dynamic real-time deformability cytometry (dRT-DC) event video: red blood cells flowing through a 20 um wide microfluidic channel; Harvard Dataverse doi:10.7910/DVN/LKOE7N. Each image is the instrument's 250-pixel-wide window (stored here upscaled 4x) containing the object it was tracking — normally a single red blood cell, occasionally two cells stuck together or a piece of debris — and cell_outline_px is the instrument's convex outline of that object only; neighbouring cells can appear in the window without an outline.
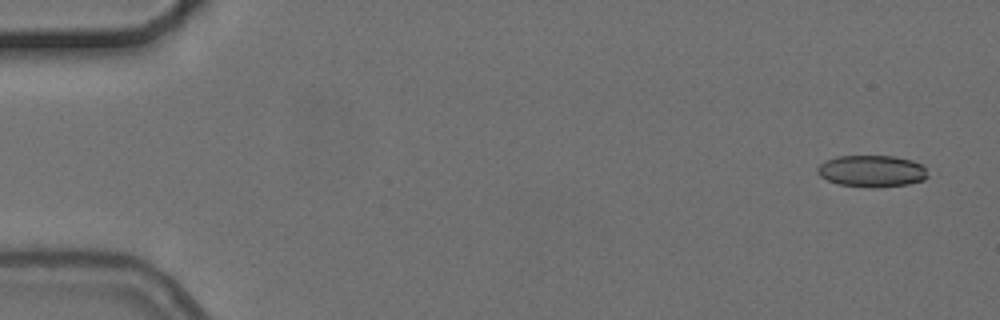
{"species": "common noctule bat (a hibernating species)", "species_latin": "Nyctalus noctula", "temperature_condition": "cold", "stored_images_in_passage": 5, "camera_frame_rate_fps": 3000, "um_per_image_px": 0.085, "animal": {"sex": "female", "body_mass_g": 24.6, "forearm_length_mm": 56.2}, "frame": {"image": 1, "passage_image": 1, "time_ms": 0.0, "image_size_px": [1000, 320], "cell_outline_px": [[928, 176], [924, 180], [908, 184], [880, 188], [872, 188], [840, 184], [828, 180], [820, 176], [816, 172], [816, 168], [824, 160], [836, 156], [892, 156], [912, 160], [920, 164], [924, 168]], "centroid_in_image_um": [74.08, 14.55], "position_along_channel_um": 10.9, "area_um2": 20.52}}
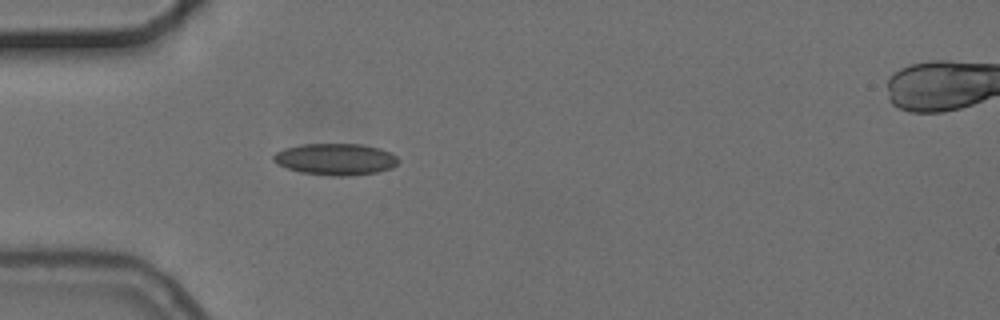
{"frame": {"image": 2, "passage_image": 4, "time_ms": 4.667, "image_size_px": [1000, 320], "cell_outline_px": [[400, 160], [392, 168], [376, 172], [348, 176], [336, 176], [300, 172], [276, 164], [272, 160], [272, 156], [276, 152], [284, 148], [304, 144], [360, 144], [380, 148], [392, 152]], "centroid_in_image_um": [28.52, 13.53], "position_along_channel_um": 56.5, "area_um2": 23.06}}